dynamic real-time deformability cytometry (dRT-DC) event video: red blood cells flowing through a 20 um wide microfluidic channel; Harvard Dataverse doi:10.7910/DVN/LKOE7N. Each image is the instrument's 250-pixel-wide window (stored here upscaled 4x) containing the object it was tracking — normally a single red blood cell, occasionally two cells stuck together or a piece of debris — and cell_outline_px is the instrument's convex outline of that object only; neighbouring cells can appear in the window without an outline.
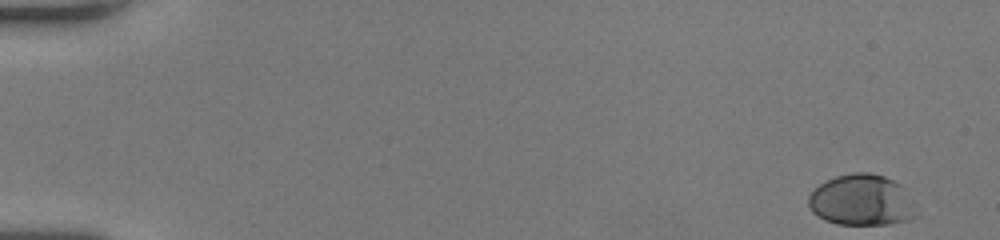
{"species": "human", "species_latin": "Homo sapiens", "temperature_condition": "room temperature", "stored_images_in_passage": 52, "camera_frame_rate_fps": 3000, "um_per_image_px": 0.085, "donor": {"sex": "female"}, "frame": {"image": 1, "passage_image": 1, "time_ms": 0.0, "image_size_px": [1000, 240], "cell_outline_px": [[916, 216], [908, 220], [888, 224], [836, 224], [824, 220], [812, 212], [808, 204], [808, 196], [820, 184], [836, 176], [852, 172], [868, 172], [884, 176], [900, 184]], "centroid_in_image_um": [73.16, 17.02], "position_along_channel_um": 11.8, "area_um2": 31.5}}
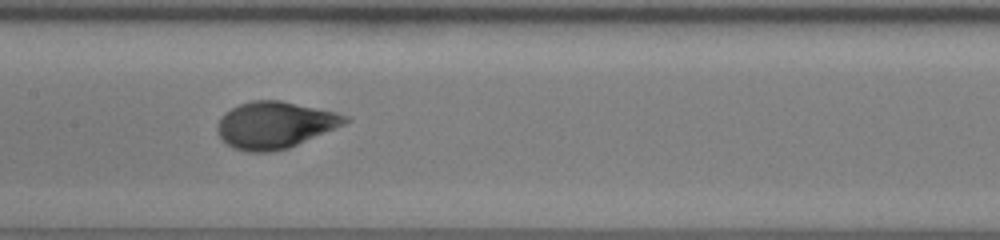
{"frame": {"image": 2, "passage_image": 27, "time_ms": 8.667, "image_size_px": [1000, 240], "cell_outline_px": [[352, 120], [344, 124], [288, 148], [268, 152], [248, 152], [232, 148], [216, 132], [216, 124], [220, 116], [224, 112], [240, 104], [252, 100], [280, 100], [336, 112], [348, 116]], "centroid_in_image_um": [23.33, 10.62], "position_along_channel_um": 184.1, "area_um2": 34.74}}
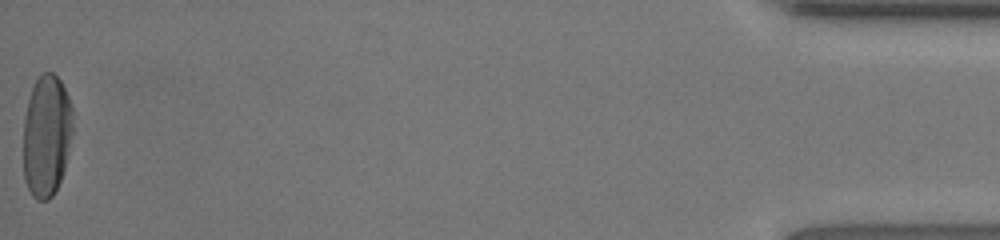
{"frame": {"image": 3, "passage_image": 52, "time_ms": 17.0, "image_size_px": [1000, 240], "cell_outline_px": [[72, 136], [64, 168], [60, 180], [52, 196], [48, 200], [36, 200], [32, 196], [24, 180], [24, 116], [28, 100], [32, 88], [36, 80], [44, 72], [52, 72], [60, 80], [72, 104]], "centroid_in_image_um": [3.95, 11.53], "position_along_channel_um": 431.2, "area_um2": 35.14}, "authors_computed_cell_mechanics": {"area_um2": 33.3795, "velocity_mm_per_s": 4.0292, "shape_relaxation_time_tau1_ms": 3.7396, "shape_relaxation_time_tau2_ms": null, "deformation_change_tau1": 0.1621, "deformation_change_tau2": null}}